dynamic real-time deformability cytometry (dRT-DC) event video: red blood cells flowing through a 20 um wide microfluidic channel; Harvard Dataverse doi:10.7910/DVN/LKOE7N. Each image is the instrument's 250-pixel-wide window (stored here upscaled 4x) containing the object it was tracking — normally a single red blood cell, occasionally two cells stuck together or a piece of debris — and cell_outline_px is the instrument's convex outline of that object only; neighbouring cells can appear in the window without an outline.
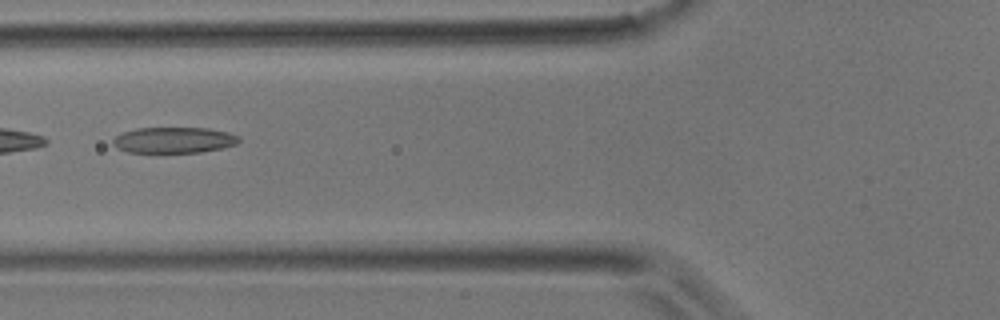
{"species": "common noctule bat (a hibernating species)", "species_latin": "Nyctalus noctula", "temperature_condition": "room temperature", "stored_images_in_passage": 3, "camera_frame_rate_fps": 3000, "um_per_image_px": 0.085, "animal": {"sex": "male", "body_mass_g": 17.9}, "frame": {"image": 1, "passage_image": 3, "time_ms": 0.667, "image_size_px": [1000, 320], "cell_outline_px": [[240, 140], [236, 144], [220, 148], [200, 152], [128, 152], [116, 148], [112, 144], [112, 140], [116, 136], [124, 132], [136, 128], [208, 128], [228, 132], [240, 136]], "centroid_in_image_um": [14.77, 11.9], "position_along_channel_um": 111.0, "area_um2": 18.96}}